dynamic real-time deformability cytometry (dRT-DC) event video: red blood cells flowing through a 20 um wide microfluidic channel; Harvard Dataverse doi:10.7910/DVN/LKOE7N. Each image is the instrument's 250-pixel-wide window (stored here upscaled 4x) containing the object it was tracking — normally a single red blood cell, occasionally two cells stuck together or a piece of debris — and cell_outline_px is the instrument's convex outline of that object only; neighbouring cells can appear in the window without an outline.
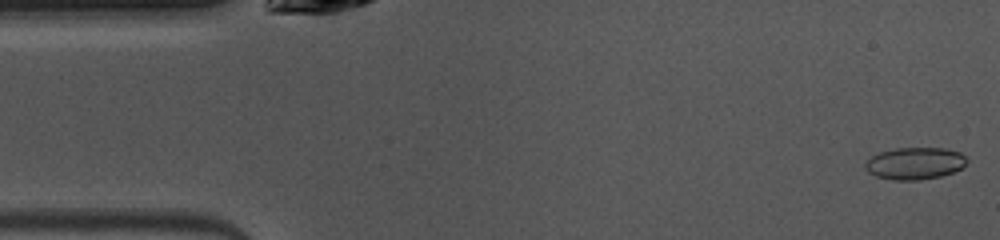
{"species": "common noctule bat (a hibernating species)", "species_latin": "Nyctalus noctula", "temperature_condition": "warm", "stored_images_in_passage": 48, "camera_frame_rate_fps": 3000, "um_per_image_px": 0.085, "animal": {"sex": "female", "body_mass_g": 10.0, "forearm_length_mm": 53.1}, "frame": {"image": 1, "passage_image": 1, "time_ms": 0.0, "image_size_px": [1000, 240], "cell_outline_px": [[968, 160], [960, 168], [952, 172], [940, 176], [920, 180], [892, 180], [876, 176], [868, 172], [864, 168], [864, 164], [872, 156], [880, 152], [896, 148], [944, 148], [960, 152]], "centroid_in_image_um": [77.74, 13.89], "position_along_channel_um": 7.3, "area_um2": 18.9}}
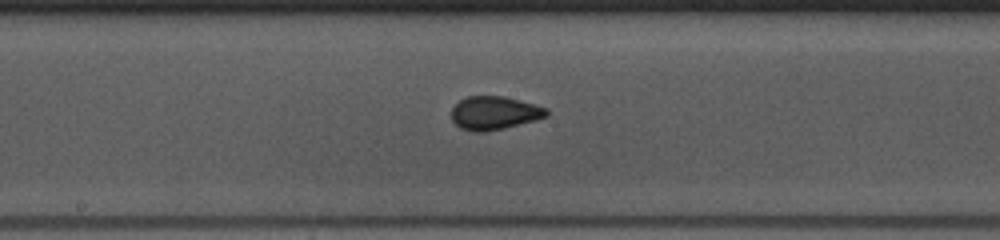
{"frame": {"image": 2, "passage_image": 23, "time_ms": 7.333, "image_size_px": [1000, 240], "cell_outline_px": [[548, 116], [504, 128], [484, 132], [476, 132], [460, 128], [452, 120], [452, 108], [460, 100], [468, 96], [504, 96], [548, 108]], "centroid_in_image_um": [42.01, 9.6], "position_along_channel_um": 206.2, "area_um2": 18.32}}
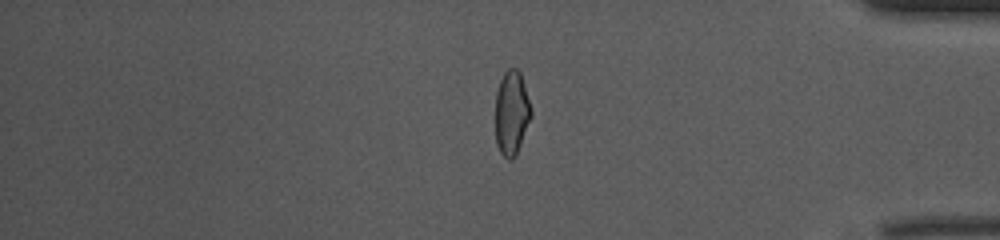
{"frame": {"image": 3, "passage_image": 39, "time_ms": 12.667, "image_size_px": [1000, 240], "cell_outline_px": [[532, 116], [516, 156], [512, 160], [508, 160], [500, 152], [496, 144], [496, 92], [500, 80], [504, 72], [508, 68], [516, 68], [520, 72], [532, 112]], "centroid_in_image_um": [43.48, 9.62], "position_along_channel_um": 391.7, "area_um2": 17.57}, "authors_computed_cell_mechanics": {"area_um2": 18.2648, "velocity_mm_per_s": 4.0528, "shape_relaxation_time_tau1_ms": 5.8508, "shape_relaxation_time_tau2_ms": 0.725, "deformation_change_tau1": 0.1469, "deformation_change_tau2": 0.0656}}